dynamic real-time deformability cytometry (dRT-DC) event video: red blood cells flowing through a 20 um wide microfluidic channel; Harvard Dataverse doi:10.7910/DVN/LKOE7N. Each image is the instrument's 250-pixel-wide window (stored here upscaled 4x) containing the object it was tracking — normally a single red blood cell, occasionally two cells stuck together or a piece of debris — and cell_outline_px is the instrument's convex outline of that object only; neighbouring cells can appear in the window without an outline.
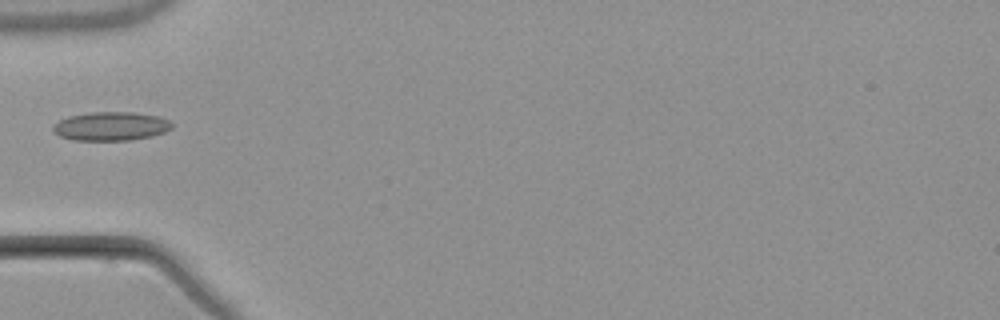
{"species": "common noctule bat (a hibernating species)", "species_latin": "Nyctalus noctula", "temperature_condition": "warm", "stored_images_in_passage": 6, "camera_frame_rate_fps": 3000, "um_per_image_px": 0.085, "animal": {"sex": "male", "body_mass_g": 21.5, "forearm_length_mm": 52.0}, "frame": {"image": 1, "passage_image": 5, "time_ms": 6.0, "image_size_px": [1000, 320], "cell_outline_px": [[172, 128], [164, 132], [152, 136], [128, 140], [76, 140], [60, 136], [52, 128], [52, 124], [68, 116], [92, 112], [132, 112], [160, 116], [168, 120], [172, 124]], "centroid_in_image_um": [9.44, 10.72], "position_along_channel_um": 75.6, "area_um2": 19.83}}
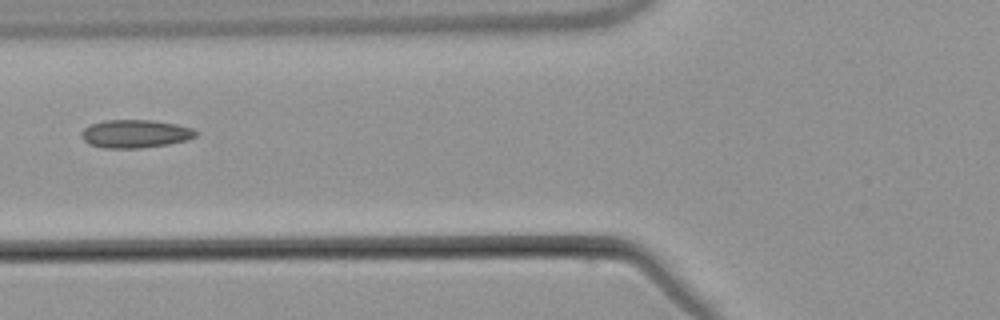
{"frame": {"image": 2, "passage_image": 6, "time_ms": 7.0, "image_size_px": [1000, 320], "cell_outline_px": [[196, 136], [184, 140], [168, 144], [136, 148], [104, 148], [88, 144], [80, 136], [80, 132], [84, 128], [92, 124], [104, 120], [152, 120], [176, 124], [192, 128], [196, 132]], "centroid_in_image_um": [11.44, 11.37], "position_along_channel_um": 114.4, "area_um2": 18.61}}